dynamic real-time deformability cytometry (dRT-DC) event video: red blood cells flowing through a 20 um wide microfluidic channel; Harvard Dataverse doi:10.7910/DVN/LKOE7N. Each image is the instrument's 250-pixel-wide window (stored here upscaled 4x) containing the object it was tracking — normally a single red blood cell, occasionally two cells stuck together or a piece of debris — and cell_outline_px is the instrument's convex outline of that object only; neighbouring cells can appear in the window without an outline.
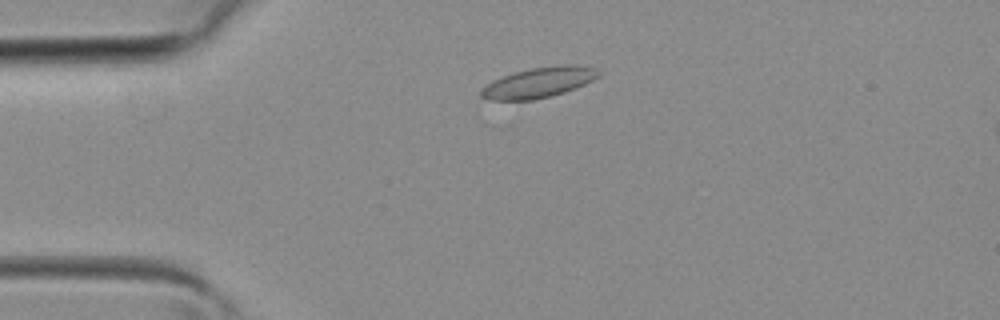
{"species": "common noctule bat (a hibernating species)", "species_latin": "Nyctalus noctula", "temperature_condition": "room temperature", "stored_images_in_passage": 3, "camera_frame_rate_fps": 3000, "um_per_image_px": 0.085, "animal": {"sex": "female", "body_mass_g": 19.3, "forearm_length_mm": 54.1}, "frame": {"image": 1, "passage_image": 2, "time_ms": 0.333, "image_size_px": [1000, 320], "cell_outline_px": [[604, 72], [600, 76], [576, 88], [564, 92], [532, 100], [492, 100], [480, 96], [480, 92], [492, 80], [512, 72], [532, 68], [564, 64], [580, 64], [596, 68]], "centroid_in_image_um": [45.86, 6.99], "position_along_channel_um": 39.1, "area_um2": 20.87}}